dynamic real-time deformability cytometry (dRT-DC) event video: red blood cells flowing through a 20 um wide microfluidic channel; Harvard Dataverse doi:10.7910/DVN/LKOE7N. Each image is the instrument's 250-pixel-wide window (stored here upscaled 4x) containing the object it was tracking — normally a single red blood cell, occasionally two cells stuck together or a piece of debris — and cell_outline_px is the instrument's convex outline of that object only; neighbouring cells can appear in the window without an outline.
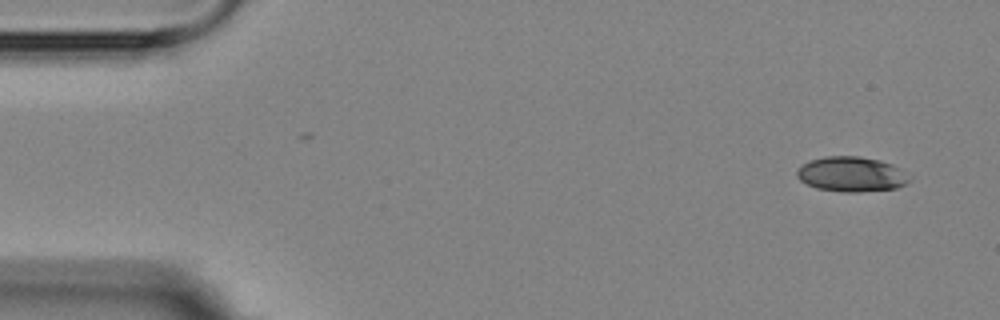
{"species": "Egyptian fruit bat (a non-hibernating species)", "species_latin": "Rousettus aegyptiacus", "temperature_condition": "room temperature", "stored_images_in_passage": 4, "camera_frame_rate_fps": 3000, "um_per_image_px": 0.085, "animal": {"sex": "female"}, "frame": {"image": 1, "passage_image": 1, "time_ms": 0.0, "image_size_px": [1000, 320], "cell_outline_px": [[912, 180], [896, 188], [860, 192], [844, 192], [816, 188], [800, 180], [796, 176], [796, 172], [808, 160], [824, 156], [860, 156], [880, 160], [892, 164], [912, 176]], "centroid_in_image_um": [72.4, 14.8], "position_along_channel_um": 12.6, "area_um2": 23.06}}